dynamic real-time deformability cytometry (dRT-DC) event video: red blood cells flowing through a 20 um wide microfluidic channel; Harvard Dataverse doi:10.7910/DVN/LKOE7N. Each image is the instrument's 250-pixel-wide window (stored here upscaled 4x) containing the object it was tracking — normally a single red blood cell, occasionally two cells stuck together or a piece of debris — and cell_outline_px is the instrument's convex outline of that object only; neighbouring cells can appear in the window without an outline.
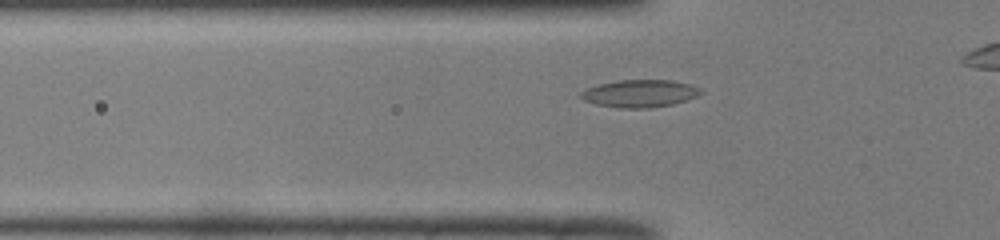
{"species": "common noctule bat (a hibernating species)", "species_latin": "Nyctalus noctula", "temperature_condition": "room temperature", "stored_images_in_passage": 33, "camera_frame_rate_fps": 3000, "um_per_image_px": 0.085, "animal": {"sex": "male", "body_mass_g": 19.0, "forearm_length_mm": 50.8}, "frame": {"image": 1, "passage_image": 8, "time_ms": 2.333, "image_size_px": [1000, 240], "cell_outline_px": [[704, 92], [696, 96], [672, 104], [648, 108], [620, 108], [596, 104], [584, 100], [580, 96], [580, 92], [588, 88], [600, 84], [620, 80], [672, 80], [692, 84], [700, 88]], "centroid_in_image_um": [54.4, 7.94], "position_along_channel_um": 71.4, "area_um2": 19.07}}
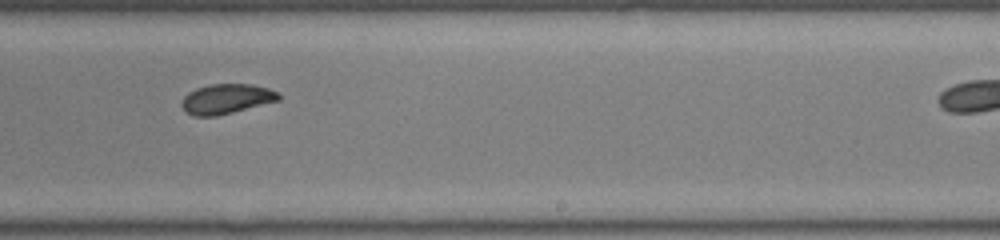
{"frame": {"image": 2, "passage_image": 23, "time_ms": 7.333, "image_size_px": [1000, 240], "cell_outline_px": [[280, 100], [216, 116], [192, 116], [184, 112], [180, 104], [184, 96], [188, 92], [196, 88], [212, 84], [252, 84], [268, 88], [276, 92], [280, 96]], "centroid_in_image_um": [19.19, 8.41], "position_along_channel_um": 269.8, "area_um2": 16.88}}
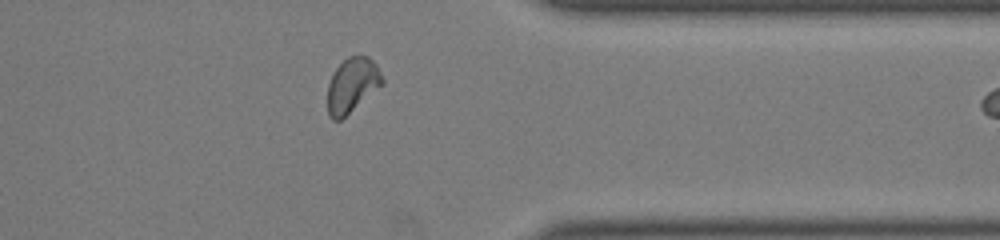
{"frame": {"image": 3, "passage_image": 32, "time_ms": 10.333, "image_size_px": [1000, 240], "cell_outline_px": [[384, 84], [340, 120], [332, 120], [328, 116], [328, 84], [336, 68], [348, 56], [368, 56], [376, 64], [384, 80]], "centroid_in_image_um": [29.94, 7.24], "position_along_channel_um": 381.5, "area_um2": 17.28}}